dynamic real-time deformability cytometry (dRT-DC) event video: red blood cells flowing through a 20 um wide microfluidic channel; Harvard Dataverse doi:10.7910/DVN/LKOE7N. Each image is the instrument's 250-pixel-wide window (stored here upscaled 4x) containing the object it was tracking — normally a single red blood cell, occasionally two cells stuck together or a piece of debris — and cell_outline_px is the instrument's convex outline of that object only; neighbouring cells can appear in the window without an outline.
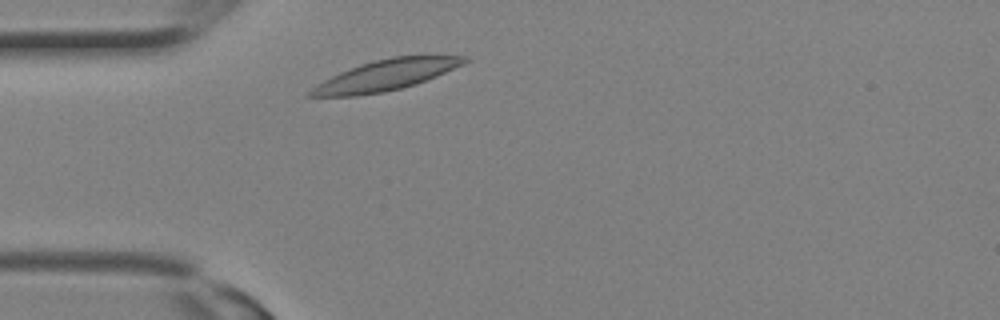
{"species": "Egyptian fruit bat (a non-hibernating species)", "species_latin": "Rousettus aegyptiacus", "temperature_condition": "room temperature", "stored_images_in_passage": 17, "camera_frame_rate_fps": 3000, "um_per_image_px": 0.085, "animal": {"sex": "female"}, "frame": {"image": 1, "passage_image": 5, "time_ms": 1.333, "image_size_px": [1000, 320], "cell_outline_px": [[472, 60], [464, 64], [436, 76], [416, 84], [384, 92], [356, 96], [304, 96], [316, 84], [348, 68], [360, 64], [392, 56], [464, 56]], "centroid_in_image_um": [32.78, 6.39], "position_along_channel_um": 52.2, "area_um2": 27.28}}
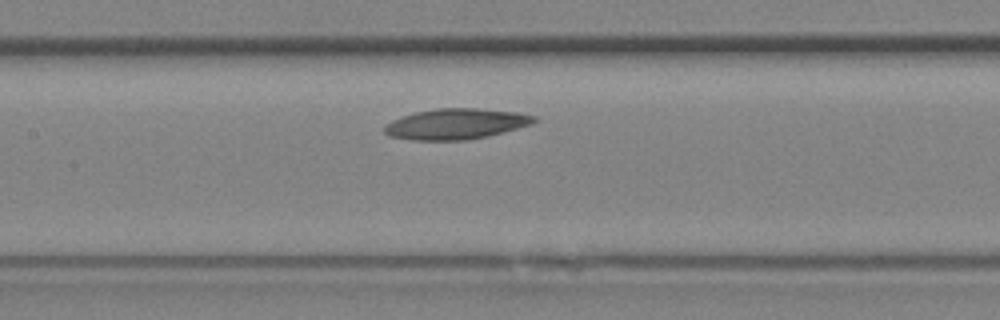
{"frame": {"image": 2, "passage_image": 11, "time_ms": 3.333, "image_size_px": [1000, 320], "cell_outline_px": [[540, 120], [532, 124], [488, 136], [464, 140], [412, 140], [388, 136], [384, 132], [384, 124], [392, 120], [412, 112], [436, 108], [480, 108], [520, 112], [536, 116]], "centroid_in_image_um": [38.76, 10.52], "position_along_channel_um": 168.6, "area_um2": 27.11}}
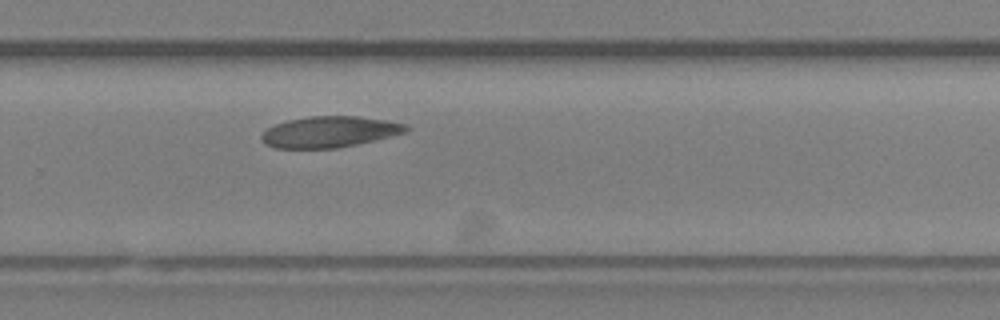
{"frame": {"image": 3, "passage_image": 17, "time_ms": 5.333, "image_size_px": [1000, 320], "cell_outline_px": [[408, 132], [356, 144], [336, 148], [272, 148], [264, 144], [260, 140], [260, 136], [268, 128], [276, 124], [288, 120], [308, 116], [360, 116], [388, 120], [408, 124]], "centroid_in_image_um": [28.01, 11.2], "position_along_channel_um": 301.8, "area_um2": 26.3}}